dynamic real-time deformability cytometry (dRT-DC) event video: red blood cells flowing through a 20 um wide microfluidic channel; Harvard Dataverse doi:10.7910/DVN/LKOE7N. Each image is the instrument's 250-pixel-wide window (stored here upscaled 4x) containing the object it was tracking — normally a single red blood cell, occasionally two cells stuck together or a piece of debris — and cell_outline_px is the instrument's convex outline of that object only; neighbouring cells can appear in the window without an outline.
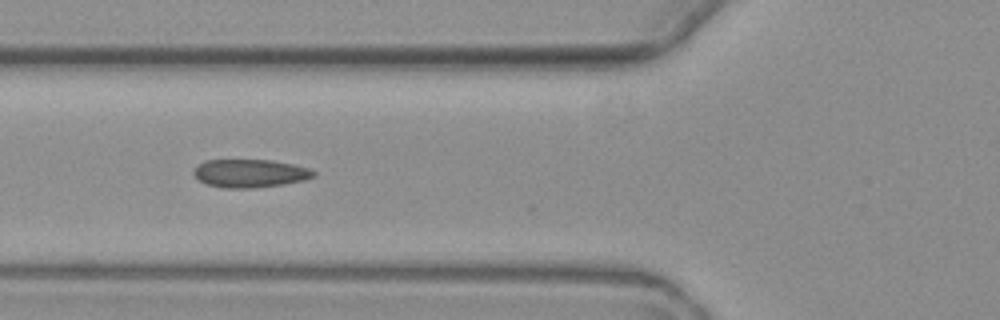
{"species": "common noctule bat (a hibernating species)", "species_latin": "Nyctalus noctula", "temperature_condition": "warm", "stored_images_in_passage": 8, "camera_frame_rate_fps": 3000, "um_per_image_px": 0.085, "animal": {"sex": "female", "body_mass_g": 19.3, "forearm_length_mm": 54.1}, "frame": {"image": 1, "passage_image": 4, "time_ms": 4.333, "image_size_px": [1000, 320], "cell_outline_px": [[316, 176], [304, 180], [284, 184], [252, 188], [224, 188], [208, 184], [200, 180], [192, 172], [204, 160], [272, 160], [292, 164], [308, 168], [316, 172]], "centroid_in_image_um": [21.28, 14.73], "position_along_channel_um": 104.5, "area_um2": 19.54}}
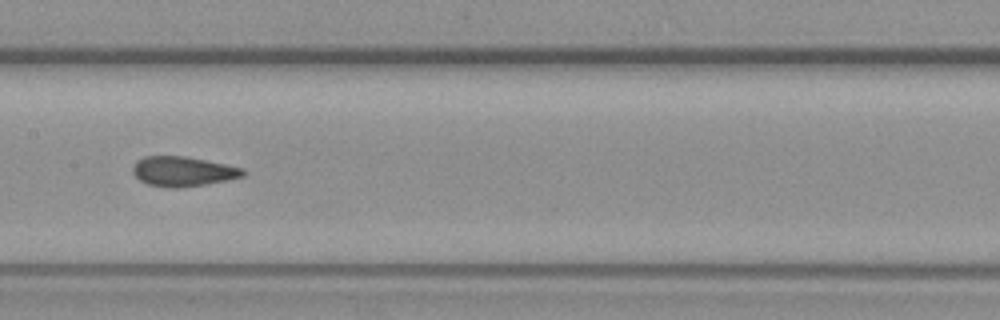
{"frame": {"image": 2, "passage_image": 6, "time_ms": 6.667, "image_size_px": [1000, 320], "cell_outline_px": [[248, 172], [244, 176], [204, 184], [180, 188], [168, 188], [148, 184], [140, 180], [132, 172], [132, 164], [136, 160], [144, 156], [184, 156], [244, 168]], "centroid_in_image_um": [15.52, 14.56], "position_along_channel_um": 191.9, "area_um2": 19.13}}
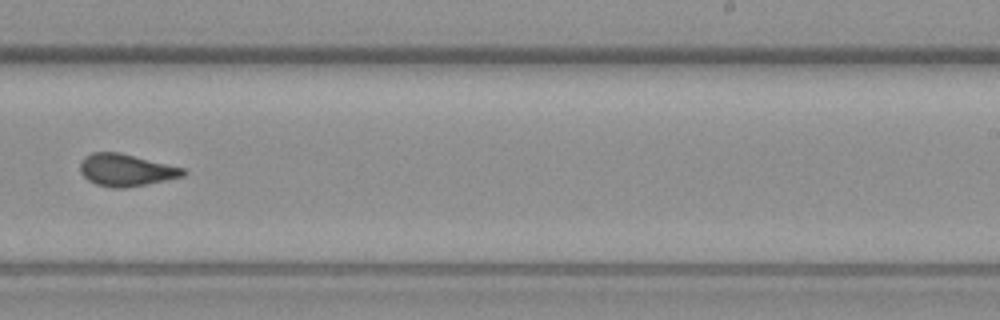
{"frame": {"image": 3, "passage_image": 8, "time_ms": 9.0, "image_size_px": [1000, 320], "cell_outline_px": [[188, 172], [184, 176], [124, 188], [112, 188], [96, 184], [88, 180], [80, 172], [80, 164], [84, 156], [92, 152], [120, 152], [184, 168]], "centroid_in_image_um": [10.69, 14.44], "position_along_channel_um": 278.3, "area_um2": 19.25}}